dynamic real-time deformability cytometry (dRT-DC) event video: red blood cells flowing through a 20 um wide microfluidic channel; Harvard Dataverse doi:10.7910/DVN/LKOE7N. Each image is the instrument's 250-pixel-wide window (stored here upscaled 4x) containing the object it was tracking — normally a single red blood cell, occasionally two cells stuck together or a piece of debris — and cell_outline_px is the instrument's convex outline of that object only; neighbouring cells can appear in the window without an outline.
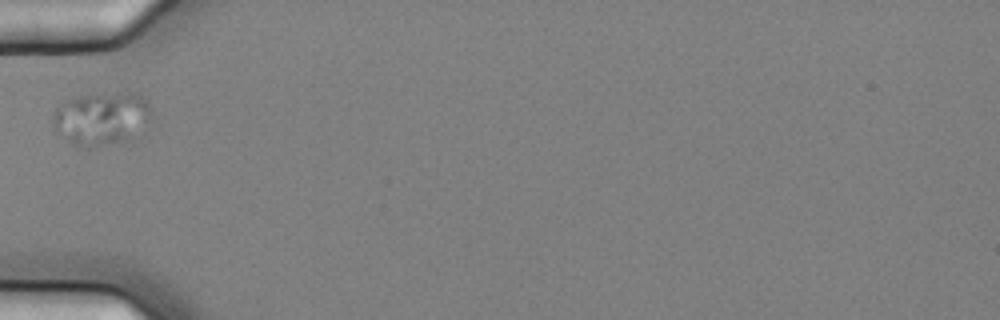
{"species": "common noctule bat (a hibernating species)", "species_latin": "Nyctalus noctula", "temperature_condition": "cold", "stored_images_in_passage": 8, "camera_frame_rate_fps": 3000, "um_per_image_px": 0.085, "animal": {"sex": "female", "body_mass_g": 25.1}, "frame": {"image": 1, "passage_image": 1, "time_ms": 0.0, "image_size_px": [1000, 320], "cell_outline_px": [[152, 112], [124, 140], [92, 148], [84, 148], [72, 144], [56, 132], [52, 128], [52, 112], [64, 100], [72, 96], [120, 92], [140, 92], [148, 100], [152, 108]], "centroid_in_image_um": [8.5, 10.01], "position_along_channel_um": 76.5, "area_um2": 30.4}}
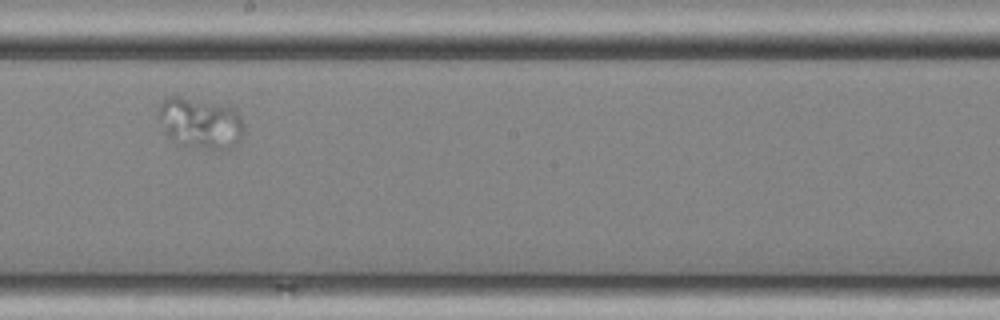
{"frame": {"image": 2, "passage_image": 5, "time_ms": 1.333, "image_size_px": [1000, 320], "cell_outline_px": [[244, 132], [240, 140], [212, 144], [176, 144], [164, 132], [156, 116], [160, 104], [168, 96], [176, 96], [232, 108], [240, 116], [244, 124]], "centroid_in_image_um": [16.9, 10.36], "position_along_channel_um": 231.3, "area_um2": 23.52}}
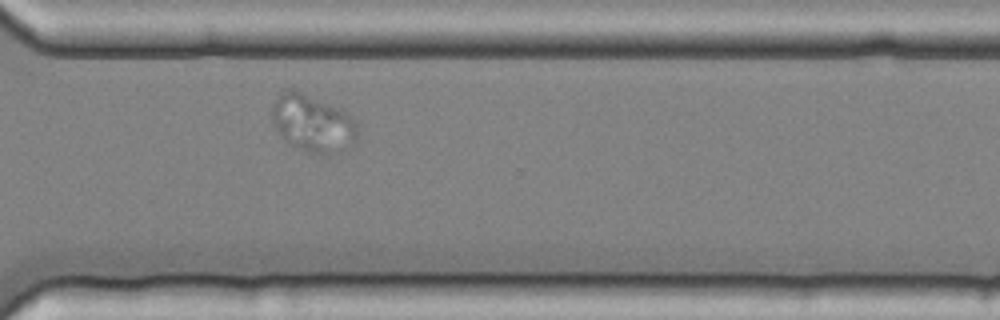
{"frame": {"image": 3, "passage_image": 8, "time_ms": 2.333, "image_size_px": [1000, 320], "cell_outline_px": [[356, 140], [352, 144], [328, 156], [320, 156], [300, 148], [292, 144], [280, 136], [276, 128], [272, 116], [272, 108], [280, 92], [288, 88], [296, 88], [340, 108], [348, 112], [356, 120]], "centroid_in_image_um": [26.59, 10.45], "position_along_channel_um": 344.0, "area_um2": 28.73}}